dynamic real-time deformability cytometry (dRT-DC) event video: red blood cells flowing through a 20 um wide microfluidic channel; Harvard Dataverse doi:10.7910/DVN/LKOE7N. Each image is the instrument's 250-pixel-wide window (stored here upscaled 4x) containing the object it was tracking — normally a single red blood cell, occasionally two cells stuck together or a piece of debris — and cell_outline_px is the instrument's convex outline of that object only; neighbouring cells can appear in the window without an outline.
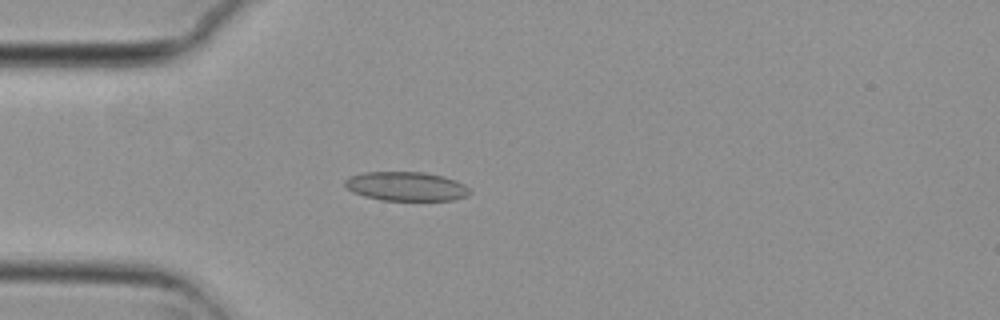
{"species": "common noctule bat (a hibernating species)", "species_latin": "Nyctalus noctula", "temperature_condition": "cold", "stored_images_in_passage": 5, "camera_frame_rate_fps": 3000, "um_per_image_px": 0.085, "animal": {"sex": "female", "body_mass_g": 29.2, "forearm_length_mm": 56.3}, "frame": {"image": 1, "passage_image": 5, "time_ms": 1.333, "image_size_px": [1000, 320], "cell_outline_px": [[472, 192], [468, 196], [452, 200], [380, 200], [364, 196], [352, 192], [344, 184], [344, 180], [348, 176], [364, 172], [424, 172], [444, 176], [456, 180], [464, 184]], "centroid_in_image_um": [34.52, 15.83], "position_along_channel_um": 50.5, "area_um2": 21.33}}